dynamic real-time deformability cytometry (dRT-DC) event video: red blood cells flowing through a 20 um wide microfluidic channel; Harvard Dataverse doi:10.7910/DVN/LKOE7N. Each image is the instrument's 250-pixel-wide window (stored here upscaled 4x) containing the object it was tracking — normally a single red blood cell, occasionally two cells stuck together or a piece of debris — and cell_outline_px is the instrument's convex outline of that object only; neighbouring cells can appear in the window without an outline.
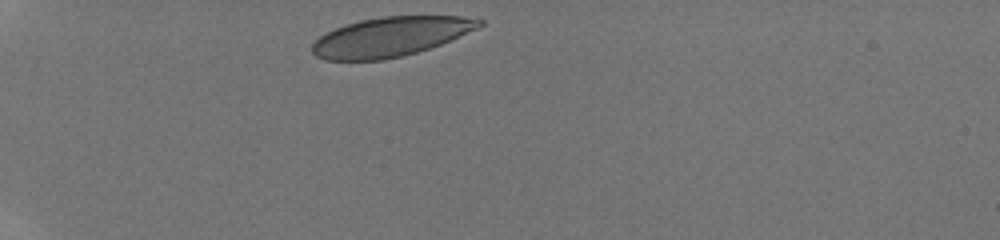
{"species": "human", "species_latin": "Homo sapiens", "temperature_condition": "room temperature", "stored_images_in_passage": 32, "camera_frame_rate_fps": 3000, "um_per_image_px": 0.085, "donor": {"sex": "male"}, "frame": {"image": 1, "passage_image": 1, "time_ms": 0.0, "image_size_px": [1000, 240], "cell_outline_px": [[484, 24], [476, 28], [440, 44], [404, 56], [384, 60], [324, 60], [316, 56], [312, 52], [312, 44], [320, 36], [344, 24], [360, 20], [380, 16], [460, 16], [484, 20]], "centroid_in_image_um": [33.15, 3.12], "position_along_channel_um": 51.8, "area_um2": 38.15}}
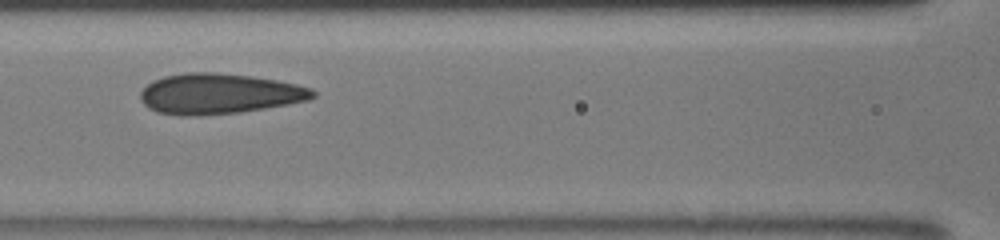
{"frame": {"image": 2, "passage_image": 11, "time_ms": 3.333, "image_size_px": [1000, 240], "cell_outline_px": [[316, 96], [308, 100], [288, 104], [240, 112], [196, 116], [180, 116], [156, 112], [148, 108], [140, 100], [140, 92], [152, 80], [164, 76], [184, 72], [216, 72], [248, 76], [276, 80], [296, 84], [312, 88], [316, 92]], "centroid_in_image_um": [18.59, 7.97], "position_along_channel_um": 148.0, "area_um2": 40.81}}
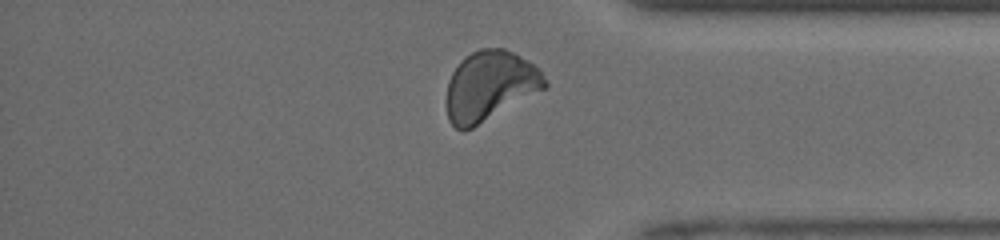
{"frame": {"image": 3, "passage_image": 29, "time_ms": 9.333, "image_size_px": [1000, 240], "cell_outline_px": [[548, 84], [544, 88], [472, 128], [464, 132], [460, 132], [448, 120], [448, 80], [452, 72], [460, 60], [464, 56], [480, 48], [504, 48], [528, 60], [540, 68]], "centroid_in_image_um": [41.63, 7.28], "position_along_channel_um": 393.6, "area_um2": 39.59}, "authors_computed_cell_mechanics": {"area_um2": 39.5641, "velocity_mm_per_s": 4.1838, "shape_relaxation_time_tau1_ms": 5.0588, "shape_relaxation_time_tau2_ms": 0.7134, "deformation_change_tau1": 0.1224, "deformation_change_tau2": 0.0429}}